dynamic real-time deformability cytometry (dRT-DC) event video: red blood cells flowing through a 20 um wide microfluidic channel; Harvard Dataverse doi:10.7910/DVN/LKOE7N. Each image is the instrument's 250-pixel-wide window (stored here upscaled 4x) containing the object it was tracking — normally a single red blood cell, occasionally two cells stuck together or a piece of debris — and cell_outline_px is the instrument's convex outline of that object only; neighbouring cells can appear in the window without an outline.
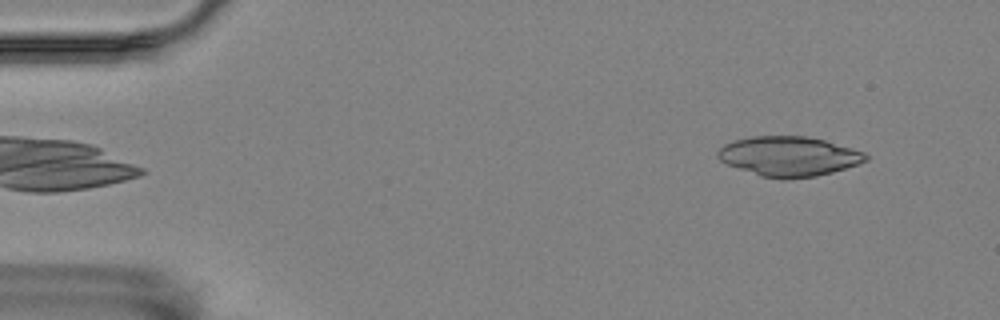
{"species": "Egyptian fruit bat (a non-hibernating species)", "species_latin": "Rousettus aegyptiacus", "temperature_condition": "room temperature", "stored_images_in_passage": 55, "camera_frame_rate_fps": 3000, "um_per_image_px": 0.085, "animal": {"sex": "female"}, "frame": {"image": 1, "passage_image": 4, "time_ms": 1.0, "image_size_px": [1000, 320], "cell_outline_px": [[868, 160], [860, 164], [832, 172], [816, 176], [784, 180], [780, 180], [760, 176], [728, 164], [720, 160], [716, 156], [716, 152], [724, 144], [732, 140], [748, 136], [808, 136], [824, 140], [852, 148], [864, 152], [868, 156]], "centroid_in_image_um": [67.04, 13.29], "position_along_channel_um": 18.0, "area_um2": 34.56}}